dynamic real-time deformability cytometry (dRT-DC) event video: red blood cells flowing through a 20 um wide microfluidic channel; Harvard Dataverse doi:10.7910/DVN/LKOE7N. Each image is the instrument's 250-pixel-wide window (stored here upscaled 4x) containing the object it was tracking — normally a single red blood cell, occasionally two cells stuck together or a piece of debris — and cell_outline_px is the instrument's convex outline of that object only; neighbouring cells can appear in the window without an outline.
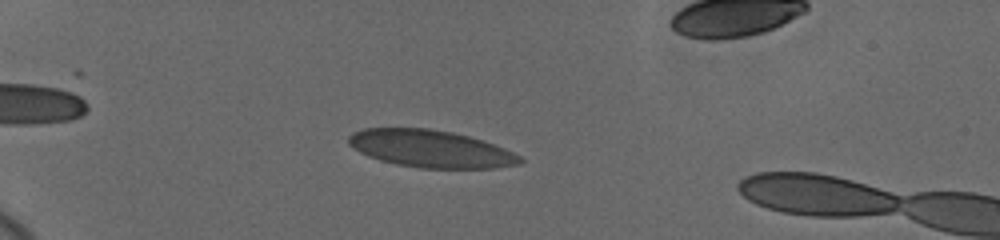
{"species": "human", "species_latin": "Homo sapiens", "temperature_condition": "cold", "stored_images_in_passage": 27, "camera_frame_rate_fps": 3000, "um_per_image_px": 0.085, "donor": {"sex": "female"}, "frame": {"image": 1, "passage_image": 15, "time_ms": 5.0, "image_size_px": [1000, 240], "cell_outline_px": [[524, 160], [520, 164], [492, 168], [420, 168], [396, 164], [380, 160], [368, 156], [352, 148], [348, 144], [348, 136], [352, 132], [364, 128], [428, 128], [452, 132], [468, 136], [504, 148], [520, 156]], "centroid_in_image_um": [36.56, 12.64], "position_along_channel_um": 48.4, "area_um2": 37.22}}
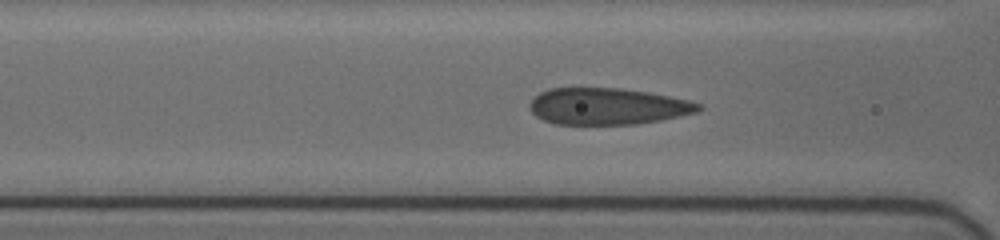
{"frame": {"image": 2, "passage_image": 24, "time_ms": 8.0, "image_size_px": [1000, 240], "cell_outline_px": [[704, 108], [696, 112], [660, 120], [636, 124], [552, 124], [536, 116], [528, 108], [528, 104], [540, 92], [552, 88], [620, 88], [648, 92], [688, 100], [700, 104]], "centroid_in_image_um": [51.61, 9.04], "position_along_channel_um": 115.0, "area_um2": 35.89}}
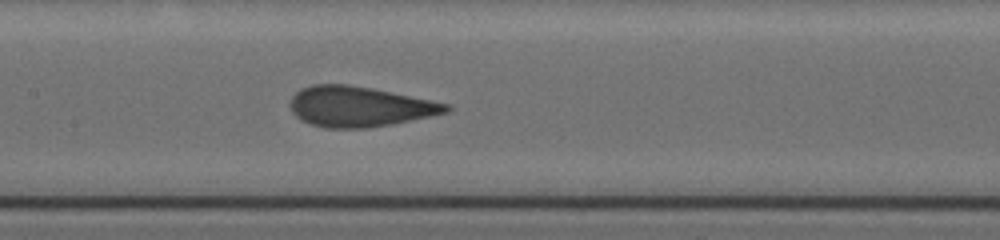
{"frame": {"image": 3, "passage_image": 27, "time_ms": 9.667, "image_size_px": [1000, 240], "cell_outline_px": [[452, 108], [448, 112], [392, 124], [368, 128], [324, 128], [300, 120], [292, 112], [292, 96], [300, 88], [312, 84], [348, 84], [372, 88], [448, 104]], "centroid_in_image_um": [30.52, 9.06], "position_along_channel_um": 176.9, "area_um2": 36.36}}